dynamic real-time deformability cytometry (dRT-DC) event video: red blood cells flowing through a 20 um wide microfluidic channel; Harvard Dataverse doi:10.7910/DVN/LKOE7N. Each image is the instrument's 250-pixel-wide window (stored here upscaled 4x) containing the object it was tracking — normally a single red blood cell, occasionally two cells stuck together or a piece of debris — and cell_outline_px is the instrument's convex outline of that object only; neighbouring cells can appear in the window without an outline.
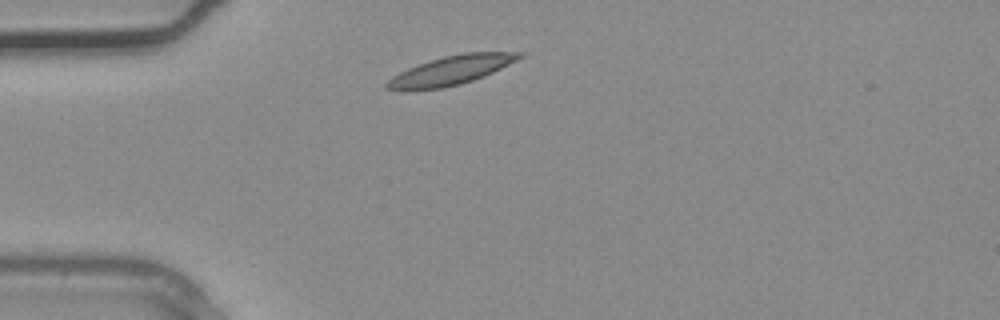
{"species": "common noctule bat (a hibernating species)", "species_latin": "Nyctalus noctula", "temperature_condition": "warm", "stored_images_in_passage": 1, "camera_frame_rate_fps": 3000, "um_per_image_px": 0.085, "animal": {"sex": "male", "body_mass_g": 20.4}, "frame": {"image": 1, "passage_image": 1, "time_ms": 0.0, "image_size_px": [1000, 320], "cell_outline_px": [[528, 52], [524, 56], [484, 76], [460, 84], [444, 88], [408, 92], [384, 88], [384, 84], [392, 76], [408, 68], [444, 56], [464, 52]], "centroid_in_image_um": [38.28, 6.01], "position_along_channel_um": 46.7, "area_um2": 22.54}}